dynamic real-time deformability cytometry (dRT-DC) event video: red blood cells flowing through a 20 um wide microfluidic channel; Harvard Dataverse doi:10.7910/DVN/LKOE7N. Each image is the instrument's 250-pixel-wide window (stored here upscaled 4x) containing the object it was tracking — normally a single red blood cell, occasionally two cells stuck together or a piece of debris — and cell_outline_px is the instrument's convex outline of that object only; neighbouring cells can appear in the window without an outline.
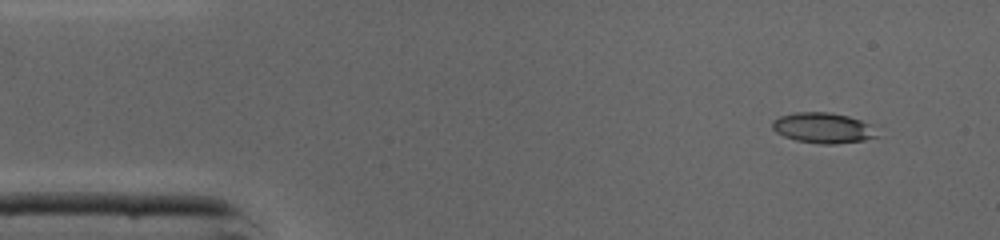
{"species": "common noctule bat (a hibernating species)", "species_latin": "Nyctalus noctula", "temperature_condition": "cold", "stored_images_in_passage": 42, "camera_frame_rate_fps": 3000, "um_per_image_px": 0.085, "animal": {"sex": "male", "body_mass_g": 19.0, "forearm_length_mm": 50.8}, "frame": {"image": 1, "passage_image": 1, "time_ms": 0.0, "image_size_px": [1000, 240], "cell_outline_px": [[880, 136], [864, 140], [836, 144], [820, 144], [796, 140], [784, 136], [776, 132], [772, 128], [772, 120], [780, 116], [792, 112], [828, 112], [848, 116], [872, 124]], "centroid_in_image_um": [69.98, 10.87], "position_along_channel_um": 15.0, "area_um2": 18.79}}
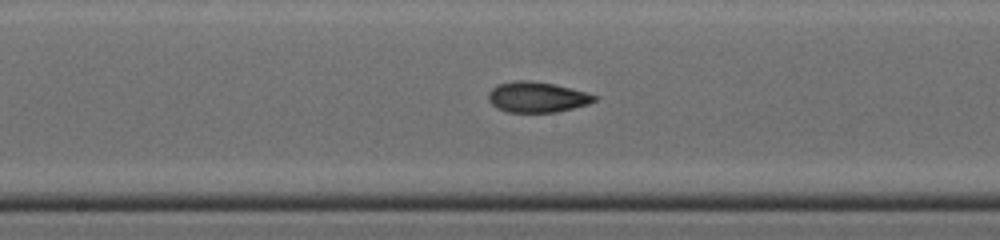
{"frame": {"image": 2, "passage_image": 20, "time_ms": 6.333, "image_size_px": [1000, 240], "cell_outline_px": [[596, 100], [588, 104], [556, 112], [508, 112], [496, 108], [488, 100], [488, 92], [492, 88], [500, 84], [516, 80], [528, 80], [552, 84], [584, 92], [596, 96]], "centroid_in_image_um": [45.59, 8.26], "position_along_channel_um": 202.6, "area_um2": 18.55}}
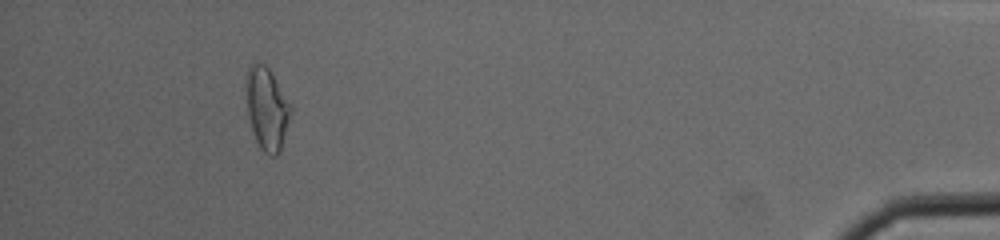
{"frame": {"image": 3, "passage_image": 39, "time_ms": 12.667, "image_size_px": [1000, 240], "cell_outline_px": [[292, 108], [280, 152], [276, 156], [272, 156], [264, 152], [260, 148], [256, 140], [248, 116], [244, 80], [248, 68], [252, 64], [264, 64], [272, 72], [292, 104]], "centroid_in_image_um": [22.68, 9.2], "position_along_channel_um": 412.5, "area_um2": 21.62}, "authors_computed_cell_mechanics": {"area_um2": 18.6405, "velocity_mm_per_s": 4.3976, "shape_relaxation_time_tau1_ms": null, "shape_relaxation_time_tau2_ms": 2.0644, "deformation_change_tau1": null, "deformation_change_tau2": 0.0821}}